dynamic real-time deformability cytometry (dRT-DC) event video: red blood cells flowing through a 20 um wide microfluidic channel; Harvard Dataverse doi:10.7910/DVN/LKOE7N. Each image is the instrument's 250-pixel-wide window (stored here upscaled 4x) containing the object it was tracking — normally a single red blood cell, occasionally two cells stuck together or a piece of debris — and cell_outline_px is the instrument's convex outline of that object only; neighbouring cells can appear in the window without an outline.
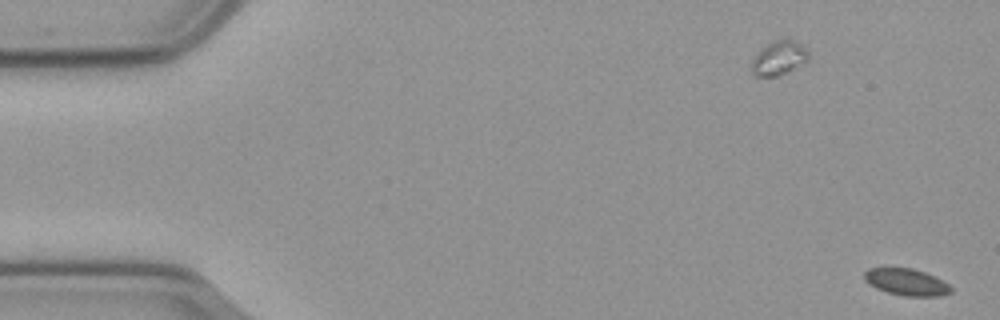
{"species": "common noctule bat (a hibernating species)", "species_latin": "Nyctalus noctula", "temperature_condition": "cold", "stored_images_in_passage": 59, "camera_frame_rate_fps": 3000, "um_per_image_px": 0.085, "animal": {"sex": "male", "body_mass_g": 23.1, "forearm_length_mm": 52.7}, "frame": {"image": 1, "passage_image": 1, "time_ms": 0.0, "image_size_px": [1000, 320], "cell_outline_px": [[952, 292], [940, 296], [904, 296], [888, 292], [876, 288], [868, 284], [864, 280], [864, 272], [868, 268], [912, 268], [924, 272], [948, 284], [952, 288]], "centroid_in_image_um": [77.02, 23.98], "position_along_channel_um": 8.0, "area_um2": 13.41}}
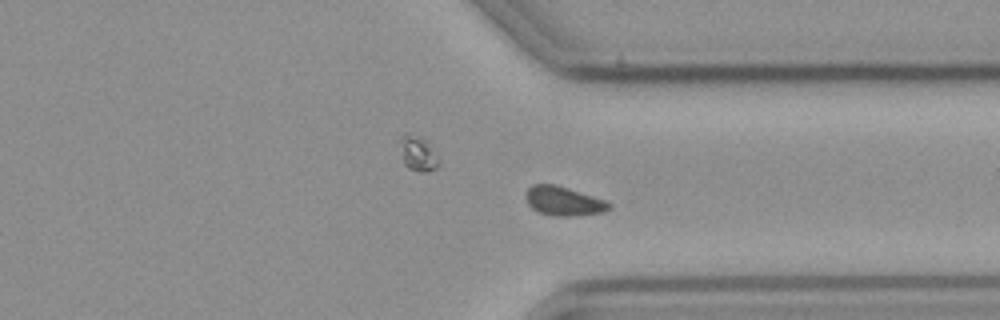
{"frame": {"image": 2, "passage_image": 43, "time_ms": 14.0, "image_size_px": [1000, 320], "cell_outline_px": [[612, 208], [604, 212], [576, 216], [556, 216], [536, 212], [528, 204], [528, 188], [532, 184], [552, 184], [592, 196], [604, 200], [612, 204]], "centroid_in_image_um": [47.93, 17.12], "position_along_channel_um": 363.5, "area_um2": 13.87}}
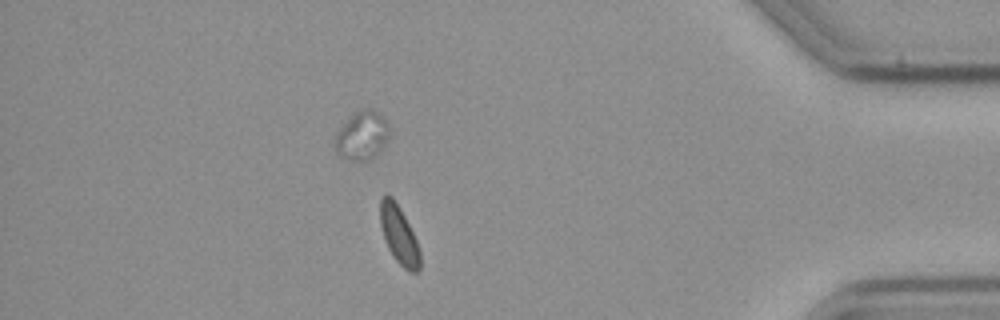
{"frame": {"image": 3, "passage_image": 50, "time_ms": 16.333, "image_size_px": [1000, 320], "cell_outline_px": [[420, 268], [416, 272], [408, 272], [396, 260], [388, 248], [384, 240], [380, 224], [380, 200], [384, 192], [392, 196], [400, 208], [416, 240], [420, 252]], "centroid_in_image_um": [33.89, 19.95], "position_along_channel_um": 401.3, "area_um2": 13.47}}